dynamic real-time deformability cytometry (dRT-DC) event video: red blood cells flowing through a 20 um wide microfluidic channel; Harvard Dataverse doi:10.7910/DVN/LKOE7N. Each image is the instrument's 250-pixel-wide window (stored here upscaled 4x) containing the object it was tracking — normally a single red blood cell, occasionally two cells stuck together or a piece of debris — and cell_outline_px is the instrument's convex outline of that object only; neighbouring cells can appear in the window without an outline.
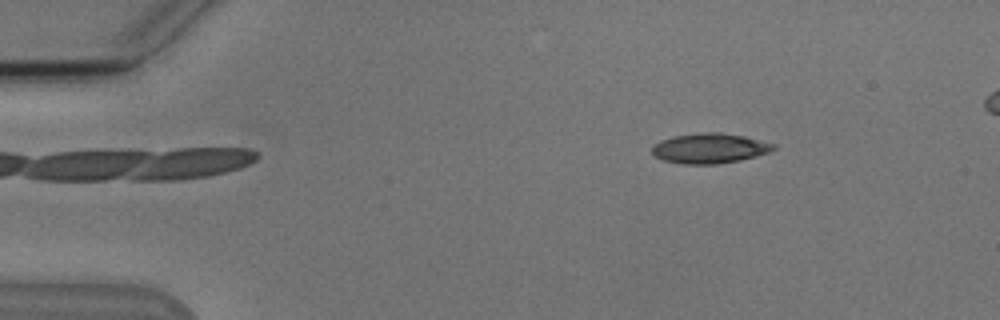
{"species": "Egyptian fruit bat (a non-hibernating species)", "species_latin": "Rousettus aegyptiacus", "temperature_condition": "cold", "stored_images_in_passage": 6, "camera_frame_rate_fps": 3000, "um_per_image_px": 0.085, "animal": {"sex": "male"}, "frame": {"image": 1, "passage_image": 2, "time_ms": 1.0, "image_size_px": [1000, 320], "cell_outline_px": [[776, 148], [768, 152], [756, 156], [740, 160], [716, 164], [680, 164], [664, 160], [652, 156], [652, 148], [656, 144], [672, 136], [704, 132], [720, 132], [744, 136], [776, 144]], "centroid_in_image_um": [60.33, 12.61], "position_along_channel_um": 24.7, "area_um2": 21.21}}